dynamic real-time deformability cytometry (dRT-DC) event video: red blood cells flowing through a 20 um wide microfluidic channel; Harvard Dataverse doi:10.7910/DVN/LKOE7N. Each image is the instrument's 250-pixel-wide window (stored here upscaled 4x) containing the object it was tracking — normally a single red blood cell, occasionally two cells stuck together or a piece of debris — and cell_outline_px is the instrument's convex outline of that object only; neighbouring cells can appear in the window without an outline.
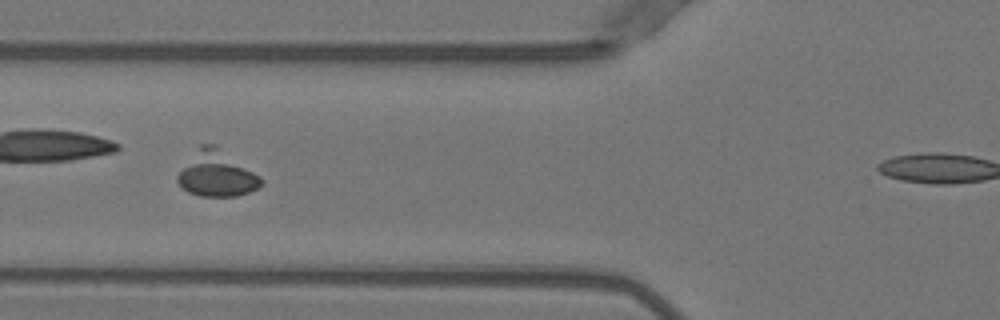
{"species": "Egyptian fruit bat (a non-hibernating species)", "species_latin": "Rousettus aegyptiacus", "temperature_condition": "warm", "stored_images_in_passage": 53, "camera_frame_rate_fps": 3000, "um_per_image_px": 0.085, "animal": {"sex": "female"}, "frame": {"image": 1, "passage_image": 21, "time_ms": 6.667, "image_size_px": [1000, 320], "cell_outline_px": [[264, 184], [260, 188], [236, 196], [200, 196], [188, 192], [176, 180], [176, 176], [200, 144], [216, 144], [260, 176], [264, 180]], "centroid_in_image_um": [18.45, 14.78], "position_along_channel_um": 107.4, "area_um2": 22.2}}
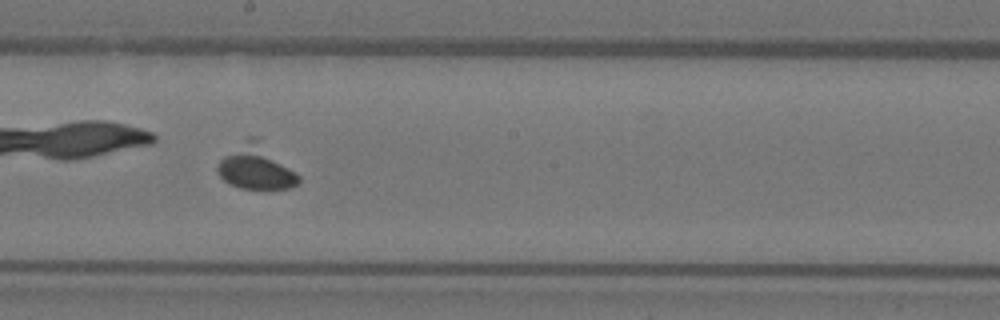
{"frame": {"image": 2, "passage_image": 30, "time_ms": 9.667, "image_size_px": [1000, 320], "cell_outline_px": [[300, 180], [292, 188], [240, 188], [224, 180], [220, 176], [216, 168], [220, 160], [224, 156], [248, 136], [252, 136], [296, 172], [300, 176]], "centroid_in_image_um": [21.74, 14.23], "position_along_channel_um": 226.5, "area_um2": 20.11}}
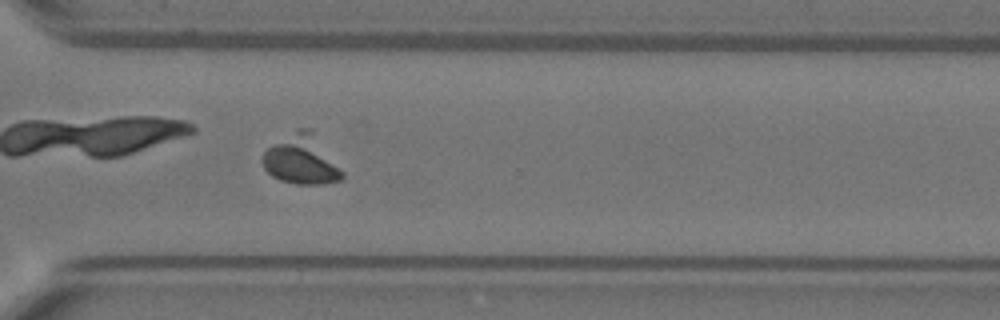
{"frame": {"image": 3, "passage_image": 39, "time_ms": 12.667, "image_size_px": [1000, 320], "cell_outline_px": [[344, 176], [340, 180], [324, 184], [296, 184], [280, 180], [272, 176], [264, 168], [260, 160], [264, 152], [268, 148], [300, 128], [312, 128], [344, 172]], "centroid_in_image_um": [25.65, 13.59], "position_along_channel_um": 344.9, "area_um2": 22.89}}